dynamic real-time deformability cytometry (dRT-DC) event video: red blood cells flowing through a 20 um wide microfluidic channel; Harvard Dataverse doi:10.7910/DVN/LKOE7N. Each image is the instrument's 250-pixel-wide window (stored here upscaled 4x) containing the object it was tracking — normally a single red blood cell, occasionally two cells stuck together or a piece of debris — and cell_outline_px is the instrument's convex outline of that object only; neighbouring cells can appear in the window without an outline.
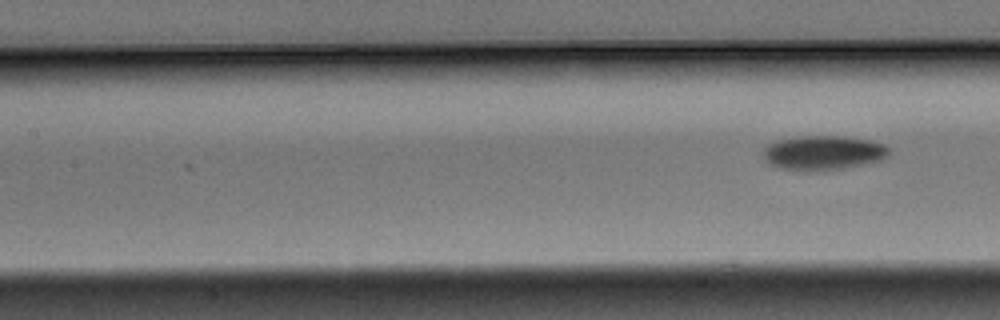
{"species": "Egyptian fruit bat (a non-hibernating species)", "species_latin": "Rousettus aegyptiacus", "temperature_condition": "warm", "stored_images_in_passage": 8, "segment_of_instrument_passage": [2, 2], "camera_frame_rate_fps": 3000, "um_per_image_px": 0.085, "animal": {"sex": "male"}, "frame": {"image": 1, "passage_image": 8, "time_ms": 2.333, "image_size_px": [1000, 320], "cell_outline_px": [[888, 156], [880, 160], [844, 168], [784, 168], [772, 164], [764, 156], [764, 148], [768, 144], [776, 140], [800, 136], [844, 136], [868, 140], [884, 144], [888, 148]], "centroid_in_image_um": [70.02, 12.93], "position_along_channel_um": 137.4, "area_um2": 24.1}}